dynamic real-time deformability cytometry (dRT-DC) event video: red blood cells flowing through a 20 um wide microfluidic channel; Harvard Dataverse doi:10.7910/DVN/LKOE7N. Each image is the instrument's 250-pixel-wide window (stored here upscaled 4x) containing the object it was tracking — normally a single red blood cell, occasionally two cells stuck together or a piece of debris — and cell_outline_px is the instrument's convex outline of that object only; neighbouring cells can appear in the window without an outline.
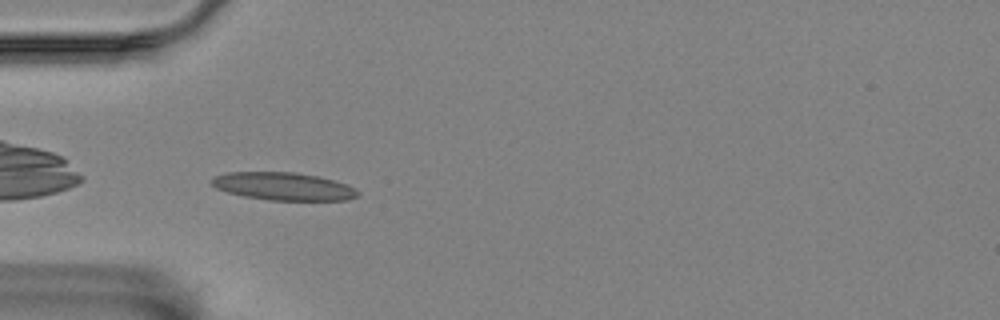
{"species": "Egyptian fruit bat (a non-hibernating species)", "species_latin": "Rousettus aegyptiacus", "temperature_condition": "room temperature", "stored_images_in_passage": 8, "camera_frame_rate_fps": 3000, "um_per_image_px": 0.085, "animal": {"sex": "female"}, "frame": {"image": 1, "passage_image": 6, "time_ms": 5.667, "image_size_px": [1000, 320], "cell_outline_px": [[360, 196], [348, 200], [268, 200], [244, 196], [228, 192], [216, 188], [212, 184], [212, 180], [216, 176], [228, 172], [292, 172], [316, 176], [348, 184], [356, 188], [360, 192]], "centroid_in_image_um": [24.15, 15.85], "position_along_channel_um": 60.9, "area_um2": 23.58}}
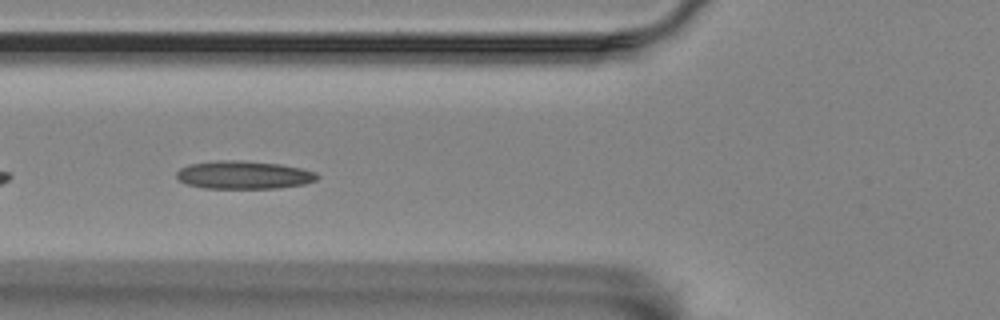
{"frame": {"image": 2, "passage_image": 7, "time_ms": 7.0, "image_size_px": [1000, 320], "cell_outline_px": [[320, 176], [316, 180], [304, 184], [280, 188], [204, 188], [184, 184], [176, 176], [176, 172], [180, 168], [188, 164], [228, 160], [236, 160], [280, 164], [300, 168], [316, 172]], "centroid_in_image_um": [20.72, 14.88], "position_along_channel_um": 105.1, "area_um2": 22.95}}
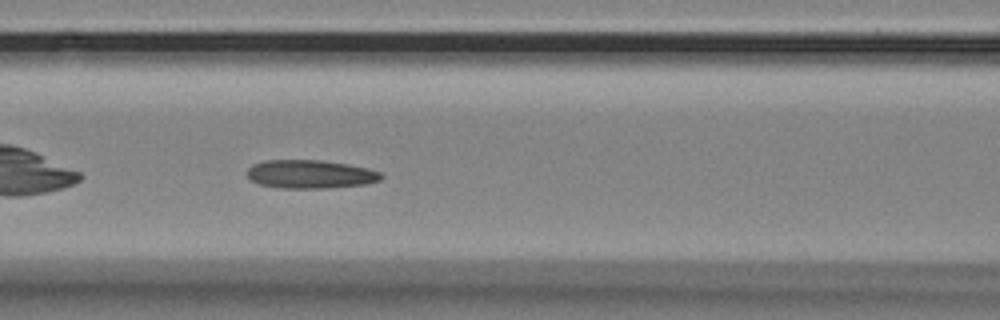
{"frame": {"image": 3, "passage_image": 8, "time_ms": 8.0, "image_size_px": [1000, 320], "cell_outline_px": [[384, 176], [380, 180], [368, 184], [324, 188], [280, 188], [260, 184], [248, 180], [248, 168], [252, 164], [264, 160], [320, 160], [348, 164], [368, 168], [380, 172]], "centroid_in_image_um": [26.37, 14.8], "position_along_channel_um": 140.2, "area_um2": 22.37}}